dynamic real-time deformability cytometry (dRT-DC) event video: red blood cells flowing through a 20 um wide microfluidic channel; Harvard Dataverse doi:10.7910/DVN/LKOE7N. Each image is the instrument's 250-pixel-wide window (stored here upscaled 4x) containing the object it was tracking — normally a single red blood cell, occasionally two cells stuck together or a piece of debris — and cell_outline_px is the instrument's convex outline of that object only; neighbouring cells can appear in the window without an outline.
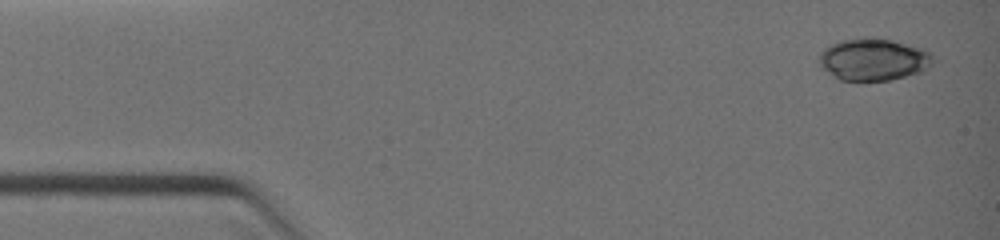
{"species": "common noctule bat (a hibernating species)", "species_latin": "Nyctalus noctula", "temperature_condition": "warm", "stored_images_in_passage": 4, "camera_frame_rate_fps": 3000, "um_per_image_px": 0.085, "animal": {"sex": "female", "body_mass_g": 19.0, "forearm_length_mm": 51.5}, "frame": {"image": 1, "passage_image": 1, "time_ms": 0.0, "image_size_px": [1000, 240], "cell_outline_px": [[940, 60], [928, 68], [920, 72], [888, 80], [840, 80], [832, 76], [820, 68], [816, 60], [820, 52], [824, 48], [840, 40], [864, 36], [876, 36], [924, 48]], "centroid_in_image_um": [74.25, 5.03], "position_along_channel_um": 10.8, "area_um2": 28.84}}
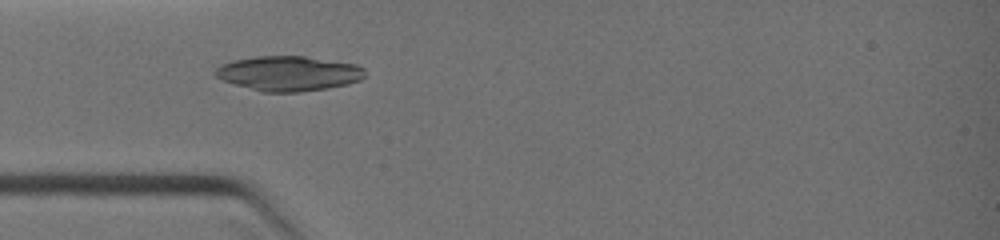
{"frame": {"image": 2, "passage_image": 4, "time_ms": 3.0, "image_size_px": [1000, 240], "cell_outline_px": [[364, 76], [360, 80], [348, 84], [328, 88], [300, 92], [264, 92], [236, 84], [224, 80], [216, 76], [212, 72], [220, 64], [232, 60], [256, 56], [304, 56], [356, 64], [364, 68]], "centroid_in_image_um": [24.53, 6.23], "position_along_channel_um": 60.5, "area_um2": 30.35}}